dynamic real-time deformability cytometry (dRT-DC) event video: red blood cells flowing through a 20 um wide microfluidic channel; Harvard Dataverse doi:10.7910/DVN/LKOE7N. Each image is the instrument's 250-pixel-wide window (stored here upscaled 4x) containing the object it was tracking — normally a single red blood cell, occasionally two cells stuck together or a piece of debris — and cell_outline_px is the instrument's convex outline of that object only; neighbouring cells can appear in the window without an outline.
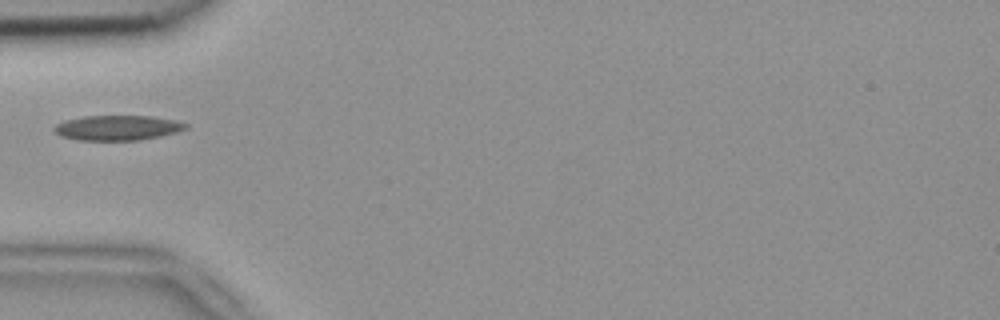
{"species": "common noctule bat (a hibernating species)", "species_latin": "Nyctalus noctula", "temperature_condition": "room temperature", "stored_images_in_passage": 3, "camera_frame_rate_fps": 3000, "um_per_image_px": 0.085, "animal": {"sex": "female", "body_mass_g": 18.4}, "frame": {"image": 1, "passage_image": 1, "time_ms": 0.0, "image_size_px": [1000, 320], "cell_outline_px": [[188, 128], [176, 132], [160, 136], [140, 140], [80, 140], [60, 136], [52, 128], [56, 124], [64, 120], [84, 116], [152, 116], [176, 120], [188, 124]], "centroid_in_image_um": [9.99, 10.86], "position_along_channel_um": 75.0, "area_um2": 19.19}}